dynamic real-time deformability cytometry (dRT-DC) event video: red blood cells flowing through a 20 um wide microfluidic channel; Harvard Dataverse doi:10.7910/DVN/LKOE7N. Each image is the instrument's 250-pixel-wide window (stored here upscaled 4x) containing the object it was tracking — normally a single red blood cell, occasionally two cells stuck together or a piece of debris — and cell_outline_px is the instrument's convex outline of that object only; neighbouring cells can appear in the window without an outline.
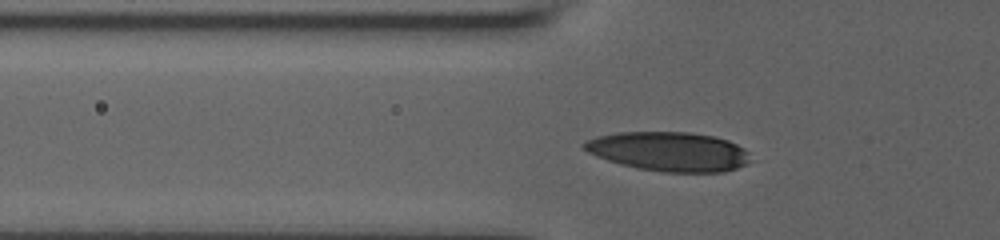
{"species": "human", "species_latin": "Homo sapiens", "temperature_condition": "room temperature", "stored_images_in_passage": 31, "camera_frame_rate_fps": 3000, "um_per_image_px": 0.085, "donor": {"sex": "male"}, "frame": {"image": 1, "passage_image": 2, "time_ms": 0.333, "image_size_px": [1000, 240], "cell_outline_px": [[748, 164], [724, 172], [664, 172], [640, 168], [620, 164], [596, 156], [588, 152], [580, 144], [596, 136], [616, 132], [688, 132], [716, 136], [728, 140], [744, 148], [748, 152]], "centroid_in_image_um": [56.86, 12.87], "position_along_channel_um": 68.9, "area_um2": 38.09}}
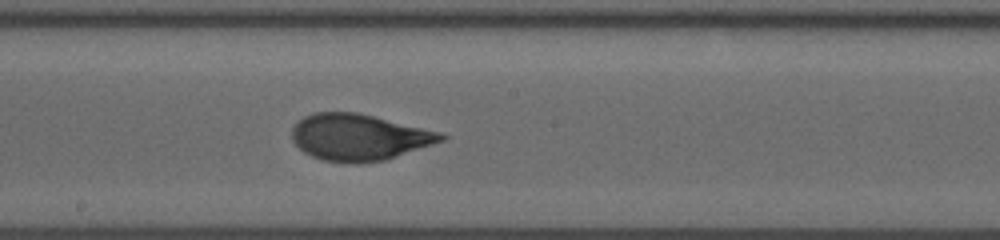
{"frame": {"image": 2, "passage_image": 14, "time_ms": 4.333, "image_size_px": [1000, 240], "cell_outline_px": [[448, 136], [444, 140], [384, 160], [356, 164], [352, 164], [324, 160], [312, 156], [304, 152], [292, 140], [292, 128], [304, 116], [312, 112], [356, 112], [440, 132]], "centroid_in_image_um": [30.48, 11.66], "position_along_channel_um": 217.7, "area_um2": 40.0}}
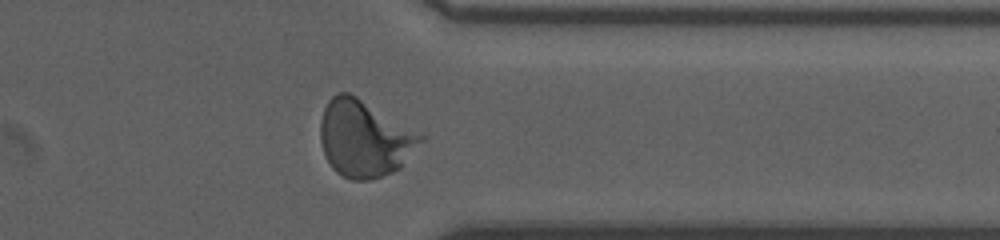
{"frame": {"image": 3, "passage_image": 27, "time_ms": 8.667, "image_size_px": [1000, 240], "cell_outline_px": [[424, 140], [400, 168], [392, 172], [368, 180], [352, 180], [336, 172], [332, 168], [324, 152], [320, 140], [320, 124], [324, 108], [328, 100], [336, 92], [348, 92], [356, 96], [424, 136]], "centroid_in_image_um": [30.95, 11.78], "position_along_channel_um": 380.4, "area_um2": 44.27}, "authors_computed_cell_mechanics": {"area_um2": 40.4022, "velocity_mm_per_s": 3.8063, "shape_relaxation_time_tau1_ms": 4.1557, "shape_relaxation_time_tau2_ms": null, "deformation_change_tau1": 0.1821, "deformation_change_tau2": null}}